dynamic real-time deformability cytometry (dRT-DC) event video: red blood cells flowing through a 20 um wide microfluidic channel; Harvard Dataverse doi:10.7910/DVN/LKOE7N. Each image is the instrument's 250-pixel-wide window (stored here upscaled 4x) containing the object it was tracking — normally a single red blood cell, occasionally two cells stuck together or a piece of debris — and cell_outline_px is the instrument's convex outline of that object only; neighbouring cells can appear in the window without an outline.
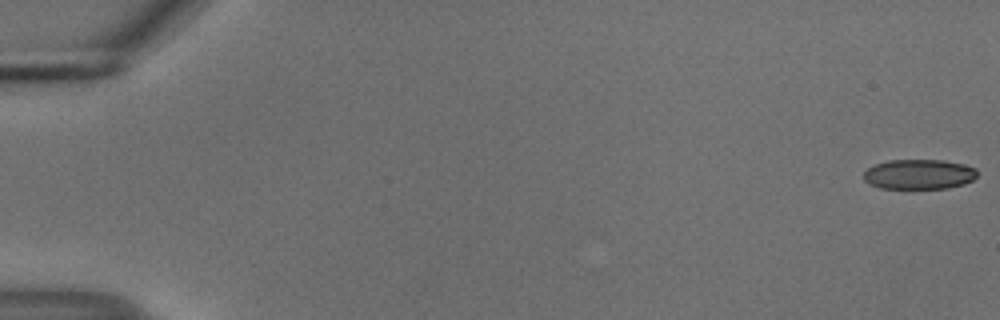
{"species": "common noctule bat (a hibernating species)", "species_latin": "Nyctalus noctula", "temperature_condition": "cold", "stored_images_in_passage": 11, "camera_frame_rate_fps": 3000, "um_per_image_px": 0.085, "animal": {"sex": "male", "body_mass_g": 18.8}, "frame": {"image": 1, "passage_image": 1, "time_ms": 0.0, "image_size_px": [1000, 320], "cell_outline_px": [[976, 176], [972, 180], [964, 184], [948, 188], [880, 188], [864, 180], [864, 172], [872, 164], [888, 160], [944, 160], [964, 164], [976, 168]], "centroid_in_image_um": [78.11, 14.8], "position_along_channel_um": 6.9, "area_um2": 19.83}}